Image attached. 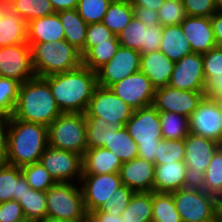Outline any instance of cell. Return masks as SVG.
I'll list each match as a JSON object with an SVG mask.
<instances>
[{"label":"cell","instance_id":"obj_14","mask_svg":"<svg viewBox=\"0 0 222 222\" xmlns=\"http://www.w3.org/2000/svg\"><path fill=\"white\" fill-rule=\"evenodd\" d=\"M204 97L205 91H186L168 85L155 89L152 105L159 112H173L189 118Z\"/></svg>","mask_w":222,"mask_h":222},{"label":"cell","instance_id":"obj_43","mask_svg":"<svg viewBox=\"0 0 222 222\" xmlns=\"http://www.w3.org/2000/svg\"><path fill=\"white\" fill-rule=\"evenodd\" d=\"M86 122V143L87 148L104 147L107 130L110 126L104 118L87 117L85 115Z\"/></svg>","mask_w":222,"mask_h":222},{"label":"cell","instance_id":"obj_18","mask_svg":"<svg viewBox=\"0 0 222 222\" xmlns=\"http://www.w3.org/2000/svg\"><path fill=\"white\" fill-rule=\"evenodd\" d=\"M169 86L186 91H205L202 54L192 52L175 63Z\"/></svg>","mask_w":222,"mask_h":222},{"label":"cell","instance_id":"obj_61","mask_svg":"<svg viewBox=\"0 0 222 222\" xmlns=\"http://www.w3.org/2000/svg\"><path fill=\"white\" fill-rule=\"evenodd\" d=\"M13 0H0L1 3L5 4V5H9Z\"/></svg>","mask_w":222,"mask_h":222},{"label":"cell","instance_id":"obj_17","mask_svg":"<svg viewBox=\"0 0 222 222\" xmlns=\"http://www.w3.org/2000/svg\"><path fill=\"white\" fill-rule=\"evenodd\" d=\"M109 88L134 110L153 103L155 88L142 71L127 76Z\"/></svg>","mask_w":222,"mask_h":222},{"label":"cell","instance_id":"obj_9","mask_svg":"<svg viewBox=\"0 0 222 222\" xmlns=\"http://www.w3.org/2000/svg\"><path fill=\"white\" fill-rule=\"evenodd\" d=\"M134 109L110 88L97 86L89 101L85 115L104 118L111 128L121 129L132 117Z\"/></svg>","mask_w":222,"mask_h":222},{"label":"cell","instance_id":"obj_56","mask_svg":"<svg viewBox=\"0 0 222 222\" xmlns=\"http://www.w3.org/2000/svg\"><path fill=\"white\" fill-rule=\"evenodd\" d=\"M55 12L76 9L79 0H49Z\"/></svg>","mask_w":222,"mask_h":222},{"label":"cell","instance_id":"obj_26","mask_svg":"<svg viewBox=\"0 0 222 222\" xmlns=\"http://www.w3.org/2000/svg\"><path fill=\"white\" fill-rule=\"evenodd\" d=\"M27 43V22L6 6L0 17V47Z\"/></svg>","mask_w":222,"mask_h":222},{"label":"cell","instance_id":"obj_10","mask_svg":"<svg viewBox=\"0 0 222 222\" xmlns=\"http://www.w3.org/2000/svg\"><path fill=\"white\" fill-rule=\"evenodd\" d=\"M39 162L56 182L79 183L83 175V156L75 152L48 145Z\"/></svg>","mask_w":222,"mask_h":222},{"label":"cell","instance_id":"obj_3","mask_svg":"<svg viewBox=\"0 0 222 222\" xmlns=\"http://www.w3.org/2000/svg\"><path fill=\"white\" fill-rule=\"evenodd\" d=\"M61 113L44 78L35 76L20 85L12 117L48 127Z\"/></svg>","mask_w":222,"mask_h":222},{"label":"cell","instance_id":"obj_54","mask_svg":"<svg viewBox=\"0 0 222 222\" xmlns=\"http://www.w3.org/2000/svg\"><path fill=\"white\" fill-rule=\"evenodd\" d=\"M205 97L222 99V77L213 76L206 82Z\"/></svg>","mask_w":222,"mask_h":222},{"label":"cell","instance_id":"obj_12","mask_svg":"<svg viewBox=\"0 0 222 222\" xmlns=\"http://www.w3.org/2000/svg\"><path fill=\"white\" fill-rule=\"evenodd\" d=\"M86 213L100 209V207L122 185L119 173L83 174L79 182Z\"/></svg>","mask_w":222,"mask_h":222},{"label":"cell","instance_id":"obj_50","mask_svg":"<svg viewBox=\"0 0 222 222\" xmlns=\"http://www.w3.org/2000/svg\"><path fill=\"white\" fill-rule=\"evenodd\" d=\"M23 218V209L18 201L0 203V222H16Z\"/></svg>","mask_w":222,"mask_h":222},{"label":"cell","instance_id":"obj_60","mask_svg":"<svg viewBox=\"0 0 222 222\" xmlns=\"http://www.w3.org/2000/svg\"><path fill=\"white\" fill-rule=\"evenodd\" d=\"M6 6H7V5H5V4H3V3L0 2V17H1V15L3 14V11H4V9H5Z\"/></svg>","mask_w":222,"mask_h":222},{"label":"cell","instance_id":"obj_46","mask_svg":"<svg viewBox=\"0 0 222 222\" xmlns=\"http://www.w3.org/2000/svg\"><path fill=\"white\" fill-rule=\"evenodd\" d=\"M205 81L211 77H222V47H214L202 55Z\"/></svg>","mask_w":222,"mask_h":222},{"label":"cell","instance_id":"obj_34","mask_svg":"<svg viewBox=\"0 0 222 222\" xmlns=\"http://www.w3.org/2000/svg\"><path fill=\"white\" fill-rule=\"evenodd\" d=\"M171 193L152 192L151 222H181Z\"/></svg>","mask_w":222,"mask_h":222},{"label":"cell","instance_id":"obj_44","mask_svg":"<svg viewBox=\"0 0 222 222\" xmlns=\"http://www.w3.org/2000/svg\"><path fill=\"white\" fill-rule=\"evenodd\" d=\"M159 23L163 26L180 25L187 13L183 0H166L158 10Z\"/></svg>","mask_w":222,"mask_h":222},{"label":"cell","instance_id":"obj_4","mask_svg":"<svg viewBox=\"0 0 222 222\" xmlns=\"http://www.w3.org/2000/svg\"><path fill=\"white\" fill-rule=\"evenodd\" d=\"M28 44L31 47L32 67L37 77L63 73L82 65L81 52L66 40Z\"/></svg>","mask_w":222,"mask_h":222},{"label":"cell","instance_id":"obj_1","mask_svg":"<svg viewBox=\"0 0 222 222\" xmlns=\"http://www.w3.org/2000/svg\"><path fill=\"white\" fill-rule=\"evenodd\" d=\"M62 113H85L98 86L97 72L83 64L76 69L44 77Z\"/></svg>","mask_w":222,"mask_h":222},{"label":"cell","instance_id":"obj_49","mask_svg":"<svg viewBox=\"0 0 222 222\" xmlns=\"http://www.w3.org/2000/svg\"><path fill=\"white\" fill-rule=\"evenodd\" d=\"M162 40V26L146 27L145 46L139 49L140 54L159 51Z\"/></svg>","mask_w":222,"mask_h":222},{"label":"cell","instance_id":"obj_35","mask_svg":"<svg viewBox=\"0 0 222 222\" xmlns=\"http://www.w3.org/2000/svg\"><path fill=\"white\" fill-rule=\"evenodd\" d=\"M162 137L166 140L184 139L189 133V118L173 112H159Z\"/></svg>","mask_w":222,"mask_h":222},{"label":"cell","instance_id":"obj_51","mask_svg":"<svg viewBox=\"0 0 222 222\" xmlns=\"http://www.w3.org/2000/svg\"><path fill=\"white\" fill-rule=\"evenodd\" d=\"M134 16L142 21L146 27L161 26L159 23L158 11L149 7L133 6Z\"/></svg>","mask_w":222,"mask_h":222},{"label":"cell","instance_id":"obj_30","mask_svg":"<svg viewBox=\"0 0 222 222\" xmlns=\"http://www.w3.org/2000/svg\"><path fill=\"white\" fill-rule=\"evenodd\" d=\"M197 185L222 202V145L216 150Z\"/></svg>","mask_w":222,"mask_h":222},{"label":"cell","instance_id":"obj_52","mask_svg":"<svg viewBox=\"0 0 222 222\" xmlns=\"http://www.w3.org/2000/svg\"><path fill=\"white\" fill-rule=\"evenodd\" d=\"M10 118L0 114V160L6 161L8 149V130Z\"/></svg>","mask_w":222,"mask_h":222},{"label":"cell","instance_id":"obj_64","mask_svg":"<svg viewBox=\"0 0 222 222\" xmlns=\"http://www.w3.org/2000/svg\"><path fill=\"white\" fill-rule=\"evenodd\" d=\"M215 222H222V215Z\"/></svg>","mask_w":222,"mask_h":222},{"label":"cell","instance_id":"obj_13","mask_svg":"<svg viewBox=\"0 0 222 222\" xmlns=\"http://www.w3.org/2000/svg\"><path fill=\"white\" fill-rule=\"evenodd\" d=\"M184 143V162L187 166L188 177L194 184H197L221 144L191 132L184 138Z\"/></svg>","mask_w":222,"mask_h":222},{"label":"cell","instance_id":"obj_36","mask_svg":"<svg viewBox=\"0 0 222 222\" xmlns=\"http://www.w3.org/2000/svg\"><path fill=\"white\" fill-rule=\"evenodd\" d=\"M8 6L27 23L56 13L49 0H13Z\"/></svg>","mask_w":222,"mask_h":222},{"label":"cell","instance_id":"obj_41","mask_svg":"<svg viewBox=\"0 0 222 222\" xmlns=\"http://www.w3.org/2000/svg\"><path fill=\"white\" fill-rule=\"evenodd\" d=\"M156 152L155 164H165L184 161L185 143L184 139L166 140L161 139Z\"/></svg>","mask_w":222,"mask_h":222},{"label":"cell","instance_id":"obj_28","mask_svg":"<svg viewBox=\"0 0 222 222\" xmlns=\"http://www.w3.org/2000/svg\"><path fill=\"white\" fill-rule=\"evenodd\" d=\"M64 28V34L67 42L85 54V39L88 24L79 16L76 9L62 10L56 12Z\"/></svg>","mask_w":222,"mask_h":222},{"label":"cell","instance_id":"obj_62","mask_svg":"<svg viewBox=\"0 0 222 222\" xmlns=\"http://www.w3.org/2000/svg\"><path fill=\"white\" fill-rule=\"evenodd\" d=\"M16 222H35V221H33L31 219L23 218V219L16 221Z\"/></svg>","mask_w":222,"mask_h":222},{"label":"cell","instance_id":"obj_8","mask_svg":"<svg viewBox=\"0 0 222 222\" xmlns=\"http://www.w3.org/2000/svg\"><path fill=\"white\" fill-rule=\"evenodd\" d=\"M47 215L70 222H87L79 183L57 182L46 191Z\"/></svg>","mask_w":222,"mask_h":222},{"label":"cell","instance_id":"obj_24","mask_svg":"<svg viewBox=\"0 0 222 222\" xmlns=\"http://www.w3.org/2000/svg\"><path fill=\"white\" fill-rule=\"evenodd\" d=\"M64 38V28L57 13L27 23V43H54Z\"/></svg>","mask_w":222,"mask_h":222},{"label":"cell","instance_id":"obj_40","mask_svg":"<svg viewBox=\"0 0 222 222\" xmlns=\"http://www.w3.org/2000/svg\"><path fill=\"white\" fill-rule=\"evenodd\" d=\"M21 83L15 79L0 76V114L11 117L17 102Z\"/></svg>","mask_w":222,"mask_h":222},{"label":"cell","instance_id":"obj_58","mask_svg":"<svg viewBox=\"0 0 222 222\" xmlns=\"http://www.w3.org/2000/svg\"><path fill=\"white\" fill-rule=\"evenodd\" d=\"M35 222H70V221H67V220H63V219H60V218H56V217H52V216H45L44 218L42 219H39Z\"/></svg>","mask_w":222,"mask_h":222},{"label":"cell","instance_id":"obj_63","mask_svg":"<svg viewBox=\"0 0 222 222\" xmlns=\"http://www.w3.org/2000/svg\"><path fill=\"white\" fill-rule=\"evenodd\" d=\"M220 124L222 126V99H221V120H220Z\"/></svg>","mask_w":222,"mask_h":222},{"label":"cell","instance_id":"obj_5","mask_svg":"<svg viewBox=\"0 0 222 222\" xmlns=\"http://www.w3.org/2000/svg\"><path fill=\"white\" fill-rule=\"evenodd\" d=\"M125 128L138 145V157L155 164L158 144L163 139L159 111L153 105L134 110Z\"/></svg>","mask_w":222,"mask_h":222},{"label":"cell","instance_id":"obj_16","mask_svg":"<svg viewBox=\"0 0 222 222\" xmlns=\"http://www.w3.org/2000/svg\"><path fill=\"white\" fill-rule=\"evenodd\" d=\"M140 62V52L119 46L112 59L97 71L98 86L109 88L140 71Z\"/></svg>","mask_w":222,"mask_h":222},{"label":"cell","instance_id":"obj_42","mask_svg":"<svg viewBox=\"0 0 222 222\" xmlns=\"http://www.w3.org/2000/svg\"><path fill=\"white\" fill-rule=\"evenodd\" d=\"M112 0H79L76 10L87 23L102 22Z\"/></svg>","mask_w":222,"mask_h":222},{"label":"cell","instance_id":"obj_55","mask_svg":"<svg viewBox=\"0 0 222 222\" xmlns=\"http://www.w3.org/2000/svg\"><path fill=\"white\" fill-rule=\"evenodd\" d=\"M216 46L222 47V10H218L210 17Z\"/></svg>","mask_w":222,"mask_h":222},{"label":"cell","instance_id":"obj_19","mask_svg":"<svg viewBox=\"0 0 222 222\" xmlns=\"http://www.w3.org/2000/svg\"><path fill=\"white\" fill-rule=\"evenodd\" d=\"M122 184L134 192H153L155 164L139 157L123 162L120 168Z\"/></svg>","mask_w":222,"mask_h":222},{"label":"cell","instance_id":"obj_37","mask_svg":"<svg viewBox=\"0 0 222 222\" xmlns=\"http://www.w3.org/2000/svg\"><path fill=\"white\" fill-rule=\"evenodd\" d=\"M24 217L37 221L47 216L46 192L34 189L27 190L26 194L19 201Z\"/></svg>","mask_w":222,"mask_h":222},{"label":"cell","instance_id":"obj_33","mask_svg":"<svg viewBox=\"0 0 222 222\" xmlns=\"http://www.w3.org/2000/svg\"><path fill=\"white\" fill-rule=\"evenodd\" d=\"M119 46L118 38H111L107 42L98 43L82 56V64L97 72L112 59Z\"/></svg>","mask_w":222,"mask_h":222},{"label":"cell","instance_id":"obj_48","mask_svg":"<svg viewBox=\"0 0 222 222\" xmlns=\"http://www.w3.org/2000/svg\"><path fill=\"white\" fill-rule=\"evenodd\" d=\"M187 16L211 17L219 9L215 0H183Z\"/></svg>","mask_w":222,"mask_h":222},{"label":"cell","instance_id":"obj_21","mask_svg":"<svg viewBox=\"0 0 222 222\" xmlns=\"http://www.w3.org/2000/svg\"><path fill=\"white\" fill-rule=\"evenodd\" d=\"M192 184L184 161L155 164L153 192L172 193Z\"/></svg>","mask_w":222,"mask_h":222},{"label":"cell","instance_id":"obj_25","mask_svg":"<svg viewBox=\"0 0 222 222\" xmlns=\"http://www.w3.org/2000/svg\"><path fill=\"white\" fill-rule=\"evenodd\" d=\"M122 164L119 157L108 149L87 148L83 155V174L119 173Z\"/></svg>","mask_w":222,"mask_h":222},{"label":"cell","instance_id":"obj_27","mask_svg":"<svg viewBox=\"0 0 222 222\" xmlns=\"http://www.w3.org/2000/svg\"><path fill=\"white\" fill-rule=\"evenodd\" d=\"M160 51L174 63L192 53L191 46L183 33L181 25L162 27Z\"/></svg>","mask_w":222,"mask_h":222},{"label":"cell","instance_id":"obj_38","mask_svg":"<svg viewBox=\"0 0 222 222\" xmlns=\"http://www.w3.org/2000/svg\"><path fill=\"white\" fill-rule=\"evenodd\" d=\"M21 170L27 183L34 190L46 192L57 183L40 162L25 165L21 167Z\"/></svg>","mask_w":222,"mask_h":222},{"label":"cell","instance_id":"obj_45","mask_svg":"<svg viewBox=\"0 0 222 222\" xmlns=\"http://www.w3.org/2000/svg\"><path fill=\"white\" fill-rule=\"evenodd\" d=\"M135 192L122 184L114 192V194L108 199L100 209L96 211H105L107 213H114L121 215L125 208L128 206L131 197Z\"/></svg>","mask_w":222,"mask_h":222},{"label":"cell","instance_id":"obj_15","mask_svg":"<svg viewBox=\"0 0 222 222\" xmlns=\"http://www.w3.org/2000/svg\"><path fill=\"white\" fill-rule=\"evenodd\" d=\"M0 76L15 79L21 84L36 76L28 43L0 47Z\"/></svg>","mask_w":222,"mask_h":222},{"label":"cell","instance_id":"obj_39","mask_svg":"<svg viewBox=\"0 0 222 222\" xmlns=\"http://www.w3.org/2000/svg\"><path fill=\"white\" fill-rule=\"evenodd\" d=\"M146 26L135 16L130 23L117 35L121 47L138 51L145 46Z\"/></svg>","mask_w":222,"mask_h":222},{"label":"cell","instance_id":"obj_59","mask_svg":"<svg viewBox=\"0 0 222 222\" xmlns=\"http://www.w3.org/2000/svg\"><path fill=\"white\" fill-rule=\"evenodd\" d=\"M215 2H216V5H217V8L219 10H222V0H215Z\"/></svg>","mask_w":222,"mask_h":222},{"label":"cell","instance_id":"obj_20","mask_svg":"<svg viewBox=\"0 0 222 222\" xmlns=\"http://www.w3.org/2000/svg\"><path fill=\"white\" fill-rule=\"evenodd\" d=\"M180 25L192 52L203 55L216 47L210 17L186 16Z\"/></svg>","mask_w":222,"mask_h":222},{"label":"cell","instance_id":"obj_29","mask_svg":"<svg viewBox=\"0 0 222 222\" xmlns=\"http://www.w3.org/2000/svg\"><path fill=\"white\" fill-rule=\"evenodd\" d=\"M103 148L115 153L121 162L131 161L138 157V145L128 134L125 126L121 129L109 128Z\"/></svg>","mask_w":222,"mask_h":222},{"label":"cell","instance_id":"obj_7","mask_svg":"<svg viewBox=\"0 0 222 222\" xmlns=\"http://www.w3.org/2000/svg\"><path fill=\"white\" fill-rule=\"evenodd\" d=\"M48 145L84 155L87 149L85 113H61L48 126Z\"/></svg>","mask_w":222,"mask_h":222},{"label":"cell","instance_id":"obj_32","mask_svg":"<svg viewBox=\"0 0 222 222\" xmlns=\"http://www.w3.org/2000/svg\"><path fill=\"white\" fill-rule=\"evenodd\" d=\"M121 216L124 222H151L152 192H135Z\"/></svg>","mask_w":222,"mask_h":222},{"label":"cell","instance_id":"obj_57","mask_svg":"<svg viewBox=\"0 0 222 222\" xmlns=\"http://www.w3.org/2000/svg\"><path fill=\"white\" fill-rule=\"evenodd\" d=\"M132 6H143L158 11L163 5V0H128Z\"/></svg>","mask_w":222,"mask_h":222},{"label":"cell","instance_id":"obj_23","mask_svg":"<svg viewBox=\"0 0 222 222\" xmlns=\"http://www.w3.org/2000/svg\"><path fill=\"white\" fill-rule=\"evenodd\" d=\"M31 187L22 174L21 167L2 163L0 166V203L20 201Z\"/></svg>","mask_w":222,"mask_h":222},{"label":"cell","instance_id":"obj_47","mask_svg":"<svg viewBox=\"0 0 222 222\" xmlns=\"http://www.w3.org/2000/svg\"><path fill=\"white\" fill-rule=\"evenodd\" d=\"M117 36L110 31L102 22L88 24L85 39V53L98 43L107 42Z\"/></svg>","mask_w":222,"mask_h":222},{"label":"cell","instance_id":"obj_2","mask_svg":"<svg viewBox=\"0 0 222 222\" xmlns=\"http://www.w3.org/2000/svg\"><path fill=\"white\" fill-rule=\"evenodd\" d=\"M48 127L10 117L5 163L23 167L37 163L48 146Z\"/></svg>","mask_w":222,"mask_h":222},{"label":"cell","instance_id":"obj_6","mask_svg":"<svg viewBox=\"0 0 222 222\" xmlns=\"http://www.w3.org/2000/svg\"><path fill=\"white\" fill-rule=\"evenodd\" d=\"M184 222H215L222 215V202L197 184L171 193Z\"/></svg>","mask_w":222,"mask_h":222},{"label":"cell","instance_id":"obj_22","mask_svg":"<svg viewBox=\"0 0 222 222\" xmlns=\"http://www.w3.org/2000/svg\"><path fill=\"white\" fill-rule=\"evenodd\" d=\"M174 66L175 63L160 50L141 55L140 71L150 79L155 89L169 85Z\"/></svg>","mask_w":222,"mask_h":222},{"label":"cell","instance_id":"obj_53","mask_svg":"<svg viewBox=\"0 0 222 222\" xmlns=\"http://www.w3.org/2000/svg\"><path fill=\"white\" fill-rule=\"evenodd\" d=\"M87 222H124V217L119 214L95 210L88 213Z\"/></svg>","mask_w":222,"mask_h":222},{"label":"cell","instance_id":"obj_31","mask_svg":"<svg viewBox=\"0 0 222 222\" xmlns=\"http://www.w3.org/2000/svg\"><path fill=\"white\" fill-rule=\"evenodd\" d=\"M133 17V6L128 0H112L102 23L117 36Z\"/></svg>","mask_w":222,"mask_h":222},{"label":"cell","instance_id":"obj_11","mask_svg":"<svg viewBox=\"0 0 222 222\" xmlns=\"http://www.w3.org/2000/svg\"><path fill=\"white\" fill-rule=\"evenodd\" d=\"M221 99L204 97L189 117V131L222 145Z\"/></svg>","mask_w":222,"mask_h":222}]
</instances>
